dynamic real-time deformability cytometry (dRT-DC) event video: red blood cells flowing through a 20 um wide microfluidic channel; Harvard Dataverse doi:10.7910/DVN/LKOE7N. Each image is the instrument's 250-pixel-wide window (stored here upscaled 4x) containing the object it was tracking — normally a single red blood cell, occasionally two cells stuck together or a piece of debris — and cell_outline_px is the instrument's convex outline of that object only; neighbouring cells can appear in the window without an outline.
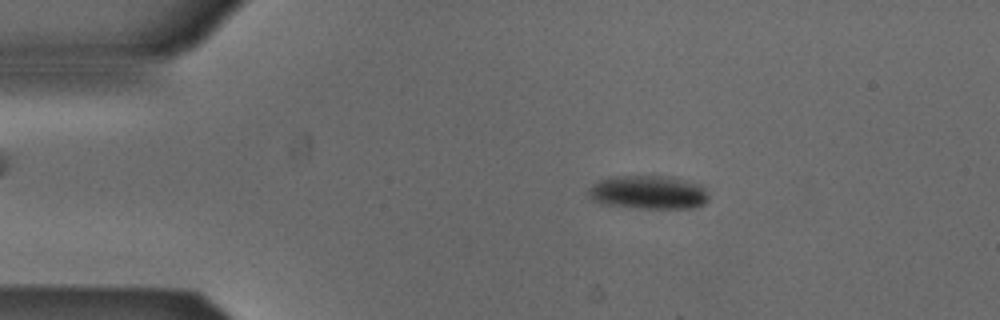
{"species": "Egyptian fruit bat (a non-hibernating species)", "species_latin": "Rousettus aegyptiacus", "temperature_condition": "cold", "stored_images_in_passage": 52, "camera_frame_rate_fps": 3000, "um_per_image_px": 0.085, "animal": {"sex": "male"}, "frame": {"image": 1, "passage_image": 9, "time_ms": 2.667, "image_size_px": [1000, 320], "cell_outline_px": [[708, 200], [704, 204], [692, 208], [640, 208], [604, 204], [596, 200], [588, 192], [588, 188], [592, 184], [608, 176], [676, 176], [704, 184], [708, 188]], "centroid_in_image_um": [55.22, 16.32], "position_along_channel_um": 29.8, "area_um2": 23.99}}
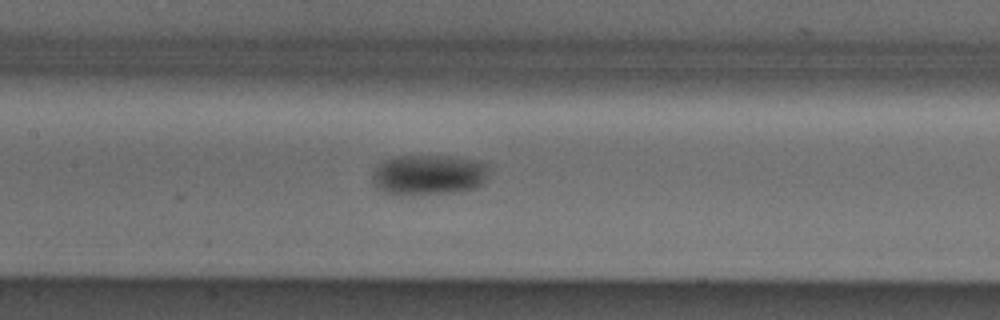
{"frame": {"image": 2, "passage_image": 24, "time_ms": 7.667, "image_size_px": [1000, 320], "cell_outline_px": [[488, 172], [484, 184], [476, 188], [460, 192], [400, 196], [384, 192], [372, 180], [372, 172], [384, 160], [392, 156], [452, 156], [472, 160], [488, 164]], "centroid_in_image_um": [36.45, 14.88], "position_along_channel_um": 171.0, "area_um2": 27.8}}
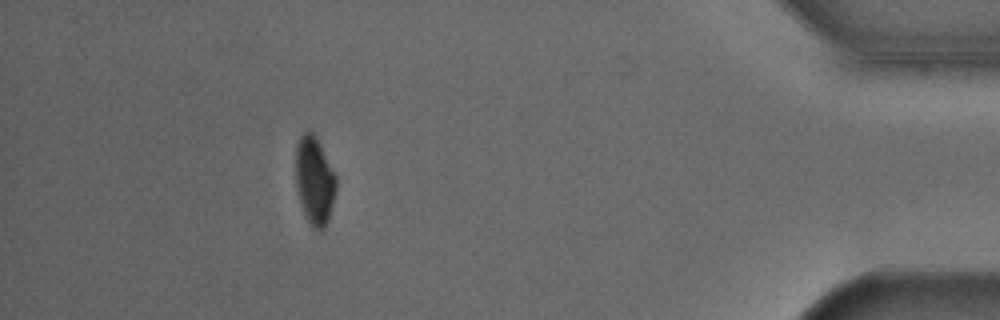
{"frame": {"image": 3, "passage_image": 47, "time_ms": 15.333, "image_size_px": [1000, 320], "cell_outline_px": [[336, 192], [328, 220], [324, 228], [320, 232], [312, 228], [300, 204], [296, 184], [296, 144], [300, 136], [304, 132], [312, 132], [316, 136], [336, 176]], "centroid_in_image_um": [26.73, 15.37], "position_along_channel_um": 408.5, "area_um2": 20.69}, "authors_computed_cell_mechanics": {"area_um2": 24.1893, "velocity_mm_per_s": 3.8558, "shape_relaxation_time_tau1_ms": 5.2002, "shape_relaxation_time_tau2_ms": null, "deformation_change_tau1": 0.0921, "deformation_change_tau2": null}}